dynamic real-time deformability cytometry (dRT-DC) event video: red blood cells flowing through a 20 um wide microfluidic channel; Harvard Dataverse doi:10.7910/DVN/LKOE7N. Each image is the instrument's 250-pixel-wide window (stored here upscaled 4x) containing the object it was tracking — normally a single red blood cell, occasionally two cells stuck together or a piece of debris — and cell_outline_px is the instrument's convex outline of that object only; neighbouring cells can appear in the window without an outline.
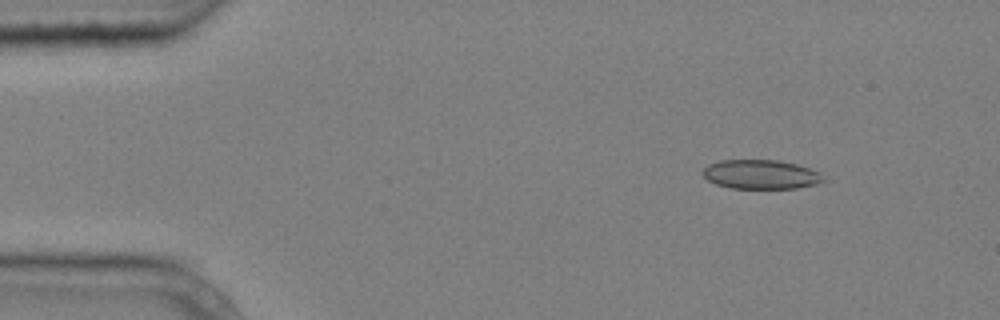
{"species": "common noctule bat (a hibernating species)", "species_latin": "Nyctalus noctula", "temperature_condition": "cold", "stored_images_in_passage": 5, "camera_frame_rate_fps": 3000, "um_per_image_px": 0.085, "animal": {"sex": "male", "body_mass_g": 20.4}, "frame": {"image": 1, "passage_image": 2, "time_ms": 0.333, "image_size_px": [1000, 320], "cell_outline_px": [[828, 180], [816, 184], [796, 188], [732, 188], [716, 184], [708, 180], [704, 176], [704, 168], [708, 164], [720, 160], [780, 160], [796, 164], [820, 172]], "centroid_in_image_um": [64.71, 14.82], "position_along_channel_um": 20.3, "area_um2": 20.52}}
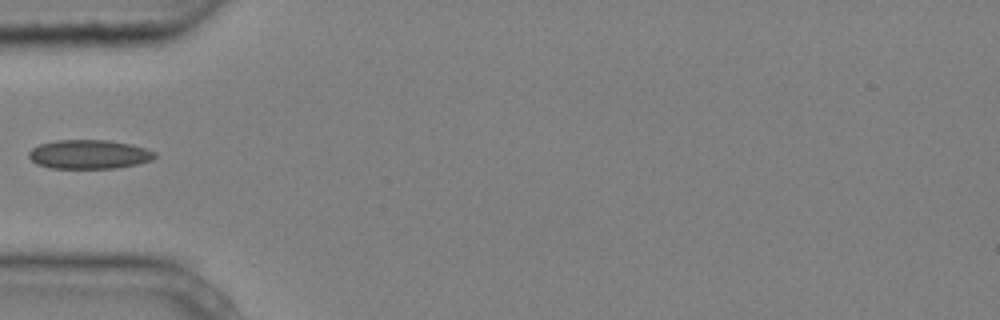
{"frame": {"image": 2, "passage_image": 5, "time_ms": 1.333, "image_size_px": [1000, 320], "cell_outline_px": [[156, 156], [152, 160], [136, 164], [116, 168], [48, 168], [36, 164], [28, 156], [28, 152], [32, 148], [40, 144], [56, 140], [108, 140], [132, 144], [156, 152]], "centroid_in_image_um": [7.56, 13.12], "position_along_channel_um": 77.4, "area_um2": 21.39}}